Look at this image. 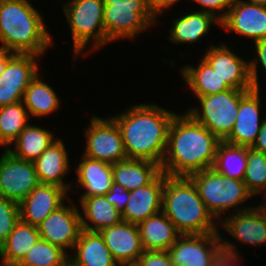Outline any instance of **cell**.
I'll list each match as a JSON object with an SVG mask.
<instances>
[{"mask_svg": "<svg viewBox=\"0 0 266 266\" xmlns=\"http://www.w3.org/2000/svg\"><path fill=\"white\" fill-rule=\"evenodd\" d=\"M0 157V196L20 203L40 182L34 162L15 157L7 149Z\"/></svg>", "mask_w": 266, "mask_h": 266, "instance_id": "cell-11", "label": "cell"}, {"mask_svg": "<svg viewBox=\"0 0 266 266\" xmlns=\"http://www.w3.org/2000/svg\"><path fill=\"white\" fill-rule=\"evenodd\" d=\"M0 266H5L4 263L0 259Z\"/></svg>", "mask_w": 266, "mask_h": 266, "instance_id": "cell-51", "label": "cell"}, {"mask_svg": "<svg viewBox=\"0 0 266 266\" xmlns=\"http://www.w3.org/2000/svg\"><path fill=\"white\" fill-rule=\"evenodd\" d=\"M69 254L40 238L17 266H69Z\"/></svg>", "mask_w": 266, "mask_h": 266, "instance_id": "cell-34", "label": "cell"}, {"mask_svg": "<svg viewBox=\"0 0 266 266\" xmlns=\"http://www.w3.org/2000/svg\"><path fill=\"white\" fill-rule=\"evenodd\" d=\"M16 1H20L22 3H26V4H29V5L33 4V3L30 2V0H16Z\"/></svg>", "mask_w": 266, "mask_h": 266, "instance_id": "cell-50", "label": "cell"}, {"mask_svg": "<svg viewBox=\"0 0 266 266\" xmlns=\"http://www.w3.org/2000/svg\"><path fill=\"white\" fill-rule=\"evenodd\" d=\"M99 233L118 264L138 262L144 252L137 224L121 221Z\"/></svg>", "mask_w": 266, "mask_h": 266, "instance_id": "cell-20", "label": "cell"}, {"mask_svg": "<svg viewBox=\"0 0 266 266\" xmlns=\"http://www.w3.org/2000/svg\"><path fill=\"white\" fill-rule=\"evenodd\" d=\"M15 53L9 50H6L1 44H0V76L4 72V69L7 65V62L9 59L14 55Z\"/></svg>", "mask_w": 266, "mask_h": 266, "instance_id": "cell-44", "label": "cell"}, {"mask_svg": "<svg viewBox=\"0 0 266 266\" xmlns=\"http://www.w3.org/2000/svg\"><path fill=\"white\" fill-rule=\"evenodd\" d=\"M220 27L225 32H234L253 42L265 39L266 6L246 0H233L226 17L220 22Z\"/></svg>", "mask_w": 266, "mask_h": 266, "instance_id": "cell-16", "label": "cell"}, {"mask_svg": "<svg viewBox=\"0 0 266 266\" xmlns=\"http://www.w3.org/2000/svg\"><path fill=\"white\" fill-rule=\"evenodd\" d=\"M237 242L224 239L221 235L222 250L211 260L208 266H243L241 253L237 252Z\"/></svg>", "mask_w": 266, "mask_h": 266, "instance_id": "cell-37", "label": "cell"}, {"mask_svg": "<svg viewBox=\"0 0 266 266\" xmlns=\"http://www.w3.org/2000/svg\"><path fill=\"white\" fill-rule=\"evenodd\" d=\"M28 110L23 101L0 107V146L8 149L28 126Z\"/></svg>", "mask_w": 266, "mask_h": 266, "instance_id": "cell-33", "label": "cell"}, {"mask_svg": "<svg viewBox=\"0 0 266 266\" xmlns=\"http://www.w3.org/2000/svg\"><path fill=\"white\" fill-rule=\"evenodd\" d=\"M220 140L187 112L173 117L161 163L167 176L189 177L213 167Z\"/></svg>", "mask_w": 266, "mask_h": 266, "instance_id": "cell-1", "label": "cell"}, {"mask_svg": "<svg viewBox=\"0 0 266 266\" xmlns=\"http://www.w3.org/2000/svg\"><path fill=\"white\" fill-rule=\"evenodd\" d=\"M33 5L16 0H0V42L14 53L42 56L55 41L44 18Z\"/></svg>", "mask_w": 266, "mask_h": 266, "instance_id": "cell-3", "label": "cell"}, {"mask_svg": "<svg viewBox=\"0 0 266 266\" xmlns=\"http://www.w3.org/2000/svg\"><path fill=\"white\" fill-rule=\"evenodd\" d=\"M158 22L148 5H105L106 46L121 39H135Z\"/></svg>", "mask_w": 266, "mask_h": 266, "instance_id": "cell-8", "label": "cell"}, {"mask_svg": "<svg viewBox=\"0 0 266 266\" xmlns=\"http://www.w3.org/2000/svg\"><path fill=\"white\" fill-rule=\"evenodd\" d=\"M144 251H167L181 235L161 211L138 224Z\"/></svg>", "mask_w": 266, "mask_h": 266, "instance_id": "cell-25", "label": "cell"}, {"mask_svg": "<svg viewBox=\"0 0 266 266\" xmlns=\"http://www.w3.org/2000/svg\"><path fill=\"white\" fill-rule=\"evenodd\" d=\"M202 7L199 11L212 14L220 22L226 17L233 0H191ZM222 11V12H221Z\"/></svg>", "mask_w": 266, "mask_h": 266, "instance_id": "cell-39", "label": "cell"}, {"mask_svg": "<svg viewBox=\"0 0 266 266\" xmlns=\"http://www.w3.org/2000/svg\"><path fill=\"white\" fill-rule=\"evenodd\" d=\"M74 202L69 198L67 204L52 212L37 226L41 239L63 249L66 253L67 250L73 251L83 230L81 211Z\"/></svg>", "mask_w": 266, "mask_h": 266, "instance_id": "cell-10", "label": "cell"}, {"mask_svg": "<svg viewBox=\"0 0 266 266\" xmlns=\"http://www.w3.org/2000/svg\"><path fill=\"white\" fill-rule=\"evenodd\" d=\"M161 172V165L147 160L126 159L112 164L113 182L129 192L150 184Z\"/></svg>", "mask_w": 266, "mask_h": 266, "instance_id": "cell-26", "label": "cell"}, {"mask_svg": "<svg viewBox=\"0 0 266 266\" xmlns=\"http://www.w3.org/2000/svg\"><path fill=\"white\" fill-rule=\"evenodd\" d=\"M67 147L58 137L34 162L40 184L55 185L66 189L69 194L72 185L65 176L70 173Z\"/></svg>", "mask_w": 266, "mask_h": 266, "instance_id": "cell-21", "label": "cell"}, {"mask_svg": "<svg viewBox=\"0 0 266 266\" xmlns=\"http://www.w3.org/2000/svg\"><path fill=\"white\" fill-rule=\"evenodd\" d=\"M40 238L37 226L19 220L7 240L0 246L1 261L5 266H17Z\"/></svg>", "mask_w": 266, "mask_h": 266, "instance_id": "cell-30", "label": "cell"}, {"mask_svg": "<svg viewBox=\"0 0 266 266\" xmlns=\"http://www.w3.org/2000/svg\"><path fill=\"white\" fill-rule=\"evenodd\" d=\"M89 121L84 130L83 156L110 164L128 159L121 130L111 116L101 118L93 114Z\"/></svg>", "mask_w": 266, "mask_h": 266, "instance_id": "cell-9", "label": "cell"}, {"mask_svg": "<svg viewBox=\"0 0 266 266\" xmlns=\"http://www.w3.org/2000/svg\"><path fill=\"white\" fill-rule=\"evenodd\" d=\"M118 266H141L139 262L121 263Z\"/></svg>", "mask_w": 266, "mask_h": 266, "instance_id": "cell-47", "label": "cell"}, {"mask_svg": "<svg viewBox=\"0 0 266 266\" xmlns=\"http://www.w3.org/2000/svg\"><path fill=\"white\" fill-rule=\"evenodd\" d=\"M78 163L75 168L77 181H73V184H77L71 187L82 189L83 193L79 197L99 196L109 192L113 183L112 164L83 155Z\"/></svg>", "mask_w": 266, "mask_h": 266, "instance_id": "cell-22", "label": "cell"}, {"mask_svg": "<svg viewBox=\"0 0 266 266\" xmlns=\"http://www.w3.org/2000/svg\"><path fill=\"white\" fill-rule=\"evenodd\" d=\"M82 208V229L90 232H99L107 226H113L122 221L121 212L109 203L104 195L79 197Z\"/></svg>", "mask_w": 266, "mask_h": 266, "instance_id": "cell-27", "label": "cell"}, {"mask_svg": "<svg viewBox=\"0 0 266 266\" xmlns=\"http://www.w3.org/2000/svg\"><path fill=\"white\" fill-rule=\"evenodd\" d=\"M146 3L158 18L171 8V0H146Z\"/></svg>", "mask_w": 266, "mask_h": 266, "instance_id": "cell-42", "label": "cell"}, {"mask_svg": "<svg viewBox=\"0 0 266 266\" xmlns=\"http://www.w3.org/2000/svg\"><path fill=\"white\" fill-rule=\"evenodd\" d=\"M39 58L31 53H15L9 59L0 76V107L23 101L30 81L40 71Z\"/></svg>", "mask_w": 266, "mask_h": 266, "instance_id": "cell-12", "label": "cell"}, {"mask_svg": "<svg viewBox=\"0 0 266 266\" xmlns=\"http://www.w3.org/2000/svg\"><path fill=\"white\" fill-rule=\"evenodd\" d=\"M69 266H118V263L99 232L82 230L69 255Z\"/></svg>", "mask_w": 266, "mask_h": 266, "instance_id": "cell-24", "label": "cell"}, {"mask_svg": "<svg viewBox=\"0 0 266 266\" xmlns=\"http://www.w3.org/2000/svg\"><path fill=\"white\" fill-rule=\"evenodd\" d=\"M260 89L240 90V104L237 119L230 135L224 140L233 145L251 148L266 119L261 115ZM262 116V117H261Z\"/></svg>", "mask_w": 266, "mask_h": 266, "instance_id": "cell-15", "label": "cell"}, {"mask_svg": "<svg viewBox=\"0 0 266 266\" xmlns=\"http://www.w3.org/2000/svg\"><path fill=\"white\" fill-rule=\"evenodd\" d=\"M165 173L161 172L150 184L130 191V197L121 213L122 221L139 224L162 211Z\"/></svg>", "mask_w": 266, "mask_h": 266, "instance_id": "cell-19", "label": "cell"}, {"mask_svg": "<svg viewBox=\"0 0 266 266\" xmlns=\"http://www.w3.org/2000/svg\"><path fill=\"white\" fill-rule=\"evenodd\" d=\"M248 2L266 6V0H248Z\"/></svg>", "mask_w": 266, "mask_h": 266, "instance_id": "cell-46", "label": "cell"}, {"mask_svg": "<svg viewBox=\"0 0 266 266\" xmlns=\"http://www.w3.org/2000/svg\"><path fill=\"white\" fill-rule=\"evenodd\" d=\"M41 71L30 81L23 103L30 117H48L61 107L58 93L41 77Z\"/></svg>", "mask_w": 266, "mask_h": 266, "instance_id": "cell-29", "label": "cell"}, {"mask_svg": "<svg viewBox=\"0 0 266 266\" xmlns=\"http://www.w3.org/2000/svg\"><path fill=\"white\" fill-rule=\"evenodd\" d=\"M173 26L169 28L168 40L176 44H195L202 40L206 34L211 31V26L214 24L220 27V21L212 14L202 12L199 10H192V12L184 13L180 17L172 20Z\"/></svg>", "mask_w": 266, "mask_h": 266, "instance_id": "cell-23", "label": "cell"}, {"mask_svg": "<svg viewBox=\"0 0 266 266\" xmlns=\"http://www.w3.org/2000/svg\"><path fill=\"white\" fill-rule=\"evenodd\" d=\"M106 200L115 206L119 212H123L130 197V192L120 184L113 182L108 193L105 195Z\"/></svg>", "mask_w": 266, "mask_h": 266, "instance_id": "cell-40", "label": "cell"}, {"mask_svg": "<svg viewBox=\"0 0 266 266\" xmlns=\"http://www.w3.org/2000/svg\"><path fill=\"white\" fill-rule=\"evenodd\" d=\"M247 167V147L220 141L217 145L213 169L227 177L243 180Z\"/></svg>", "mask_w": 266, "mask_h": 266, "instance_id": "cell-32", "label": "cell"}, {"mask_svg": "<svg viewBox=\"0 0 266 266\" xmlns=\"http://www.w3.org/2000/svg\"><path fill=\"white\" fill-rule=\"evenodd\" d=\"M198 62V65L186 64L180 69L182 79L193 91L194 97L217 94L231 89L203 57Z\"/></svg>", "mask_w": 266, "mask_h": 266, "instance_id": "cell-28", "label": "cell"}, {"mask_svg": "<svg viewBox=\"0 0 266 266\" xmlns=\"http://www.w3.org/2000/svg\"><path fill=\"white\" fill-rule=\"evenodd\" d=\"M195 99H198L200 107H190L186 112L220 141H224L232 132L237 119L240 90L231 88Z\"/></svg>", "mask_w": 266, "mask_h": 266, "instance_id": "cell-7", "label": "cell"}, {"mask_svg": "<svg viewBox=\"0 0 266 266\" xmlns=\"http://www.w3.org/2000/svg\"><path fill=\"white\" fill-rule=\"evenodd\" d=\"M222 250L221 234L180 235L167 250L174 266H208Z\"/></svg>", "mask_w": 266, "mask_h": 266, "instance_id": "cell-13", "label": "cell"}, {"mask_svg": "<svg viewBox=\"0 0 266 266\" xmlns=\"http://www.w3.org/2000/svg\"><path fill=\"white\" fill-rule=\"evenodd\" d=\"M219 228L243 245H266V206L259 204L244 211L225 215ZM222 225V226H221Z\"/></svg>", "mask_w": 266, "mask_h": 266, "instance_id": "cell-17", "label": "cell"}, {"mask_svg": "<svg viewBox=\"0 0 266 266\" xmlns=\"http://www.w3.org/2000/svg\"><path fill=\"white\" fill-rule=\"evenodd\" d=\"M181 2V0H171V7L174 5H177L178 2ZM191 1V0H190Z\"/></svg>", "mask_w": 266, "mask_h": 266, "instance_id": "cell-49", "label": "cell"}, {"mask_svg": "<svg viewBox=\"0 0 266 266\" xmlns=\"http://www.w3.org/2000/svg\"><path fill=\"white\" fill-rule=\"evenodd\" d=\"M138 262L141 266H174L167 251H144Z\"/></svg>", "mask_w": 266, "mask_h": 266, "instance_id": "cell-41", "label": "cell"}, {"mask_svg": "<svg viewBox=\"0 0 266 266\" xmlns=\"http://www.w3.org/2000/svg\"><path fill=\"white\" fill-rule=\"evenodd\" d=\"M68 193L66 189L55 185L39 184L19 203L20 220L38 226L64 205L65 199L69 200Z\"/></svg>", "mask_w": 266, "mask_h": 266, "instance_id": "cell-18", "label": "cell"}, {"mask_svg": "<svg viewBox=\"0 0 266 266\" xmlns=\"http://www.w3.org/2000/svg\"><path fill=\"white\" fill-rule=\"evenodd\" d=\"M251 148L266 154V119L263 121V124L260 127L259 134L257 135L256 141L254 142Z\"/></svg>", "mask_w": 266, "mask_h": 266, "instance_id": "cell-43", "label": "cell"}, {"mask_svg": "<svg viewBox=\"0 0 266 266\" xmlns=\"http://www.w3.org/2000/svg\"><path fill=\"white\" fill-rule=\"evenodd\" d=\"M19 220V203L0 196V246L7 240Z\"/></svg>", "mask_w": 266, "mask_h": 266, "instance_id": "cell-36", "label": "cell"}, {"mask_svg": "<svg viewBox=\"0 0 266 266\" xmlns=\"http://www.w3.org/2000/svg\"><path fill=\"white\" fill-rule=\"evenodd\" d=\"M262 194L265 195L264 198L266 199V190H265ZM261 199H262V201H261V203H260V201H259V204H262V205H265V206H266V200L263 199V197H262Z\"/></svg>", "mask_w": 266, "mask_h": 266, "instance_id": "cell-48", "label": "cell"}, {"mask_svg": "<svg viewBox=\"0 0 266 266\" xmlns=\"http://www.w3.org/2000/svg\"><path fill=\"white\" fill-rule=\"evenodd\" d=\"M175 114L156 103H139L112 115L121 130L127 158L161 165L166 153L169 126Z\"/></svg>", "mask_w": 266, "mask_h": 266, "instance_id": "cell-2", "label": "cell"}, {"mask_svg": "<svg viewBox=\"0 0 266 266\" xmlns=\"http://www.w3.org/2000/svg\"><path fill=\"white\" fill-rule=\"evenodd\" d=\"M203 58L226 84L236 90H251L253 85L249 72V60H245L224 42L212 45L204 52Z\"/></svg>", "mask_w": 266, "mask_h": 266, "instance_id": "cell-14", "label": "cell"}, {"mask_svg": "<svg viewBox=\"0 0 266 266\" xmlns=\"http://www.w3.org/2000/svg\"><path fill=\"white\" fill-rule=\"evenodd\" d=\"M54 133L46 128L28 124L7 150L15 157L35 161L55 140ZM15 146V148H14Z\"/></svg>", "mask_w": 266, "mask_h": 266, "instance_id": "cell-31", "label": "cell"}, {"mask_svg": "<svg viewBox=\"0 0 266 266\" xmlns=\"http://www.w3.org/2000/svg\"><path fill=\"white\" fill-rule=\"evenodd\" d=\"M162 212L181 235L221 232L219 223L208 212L189 177L165 174Z\"/></svg>", "mask_w": 266, "mask_h": 266, "instance_id": "cell-4", "label": "cell"}, {"mask_svg": "<svg viewBox=\"0 0 266 266\" xmlns=\"http://www.w3.org/2000/svg\"><path fill=\"white\" fill-rule=\"evenodd\" d=\"M104 5H147L146 0H103Z\"/></svg>", "mask_w": 266, "mask_h": 266, "instance_id": "cell-45", "label": "cell"}, {"mask_svg": "<svg viewBox=\"0 0 266 266\" xmlns=\"http://www.w3.org/2000/svg\"><path fill=\"white\" fill-rule=\"evenodd\" d=\"M254 58L249 60V72L252 85L255 89H260L258 65H262V68L266 72V38L253 42ZM255 48V49H254Z\"/></svg>", "mask_w": 266, "mask_h": 266, "instance_id": "cell-38", "label": "cell"}, {"mask_svg": "<svg viewBox=\"0 0 266 266\" xmlns=\"http://www.w3.org/2000/svg\"><path fill=\"white\" fill-rule=\"evenodd\" d=\"M104 6L103 0H71L62 3L71 33L73 60H77L80 55L91 56L92 51L94 53L106 46Z\"/></svg>", "mask_w": 266, "mask_h": 266, "instance_id": "cell-6", "label": "cell"}, {"mask_svg": "<svg viewBox=\"0 0 266 266\" xmlns=\"http://www.w3.org/2000/svg\"><path fill=\"white\" fill-rule=\"evenodd\" d=\"M243 181L254 197L266 190V154L247 147V167Z\"/></svg>", "mask_w": 266, "mask_h": 266, "instance_id": "cell-35", "label": "cell"}, {"mask_svg": "<svg viewBox=\"0 0 266 266\" xmlns=\"http://www.w3.org/2000/svg\"><path fill=\"white\" fill-rule=\"evenodd\" d=\"M197 187L200 198L208 212L219 223L226 215L247 210L248 199H255L243 180L233 179L217 173L213 168L196 172L189 176ZM245 203V204H244ZM243 206H240V205ZM231 212V213H230ZM223 213V214H222Z\"/></svg>", "mask_w": 266, "mask_h": 266, "instance_id": "cell-5", "label": "cell"}]
</instances>
